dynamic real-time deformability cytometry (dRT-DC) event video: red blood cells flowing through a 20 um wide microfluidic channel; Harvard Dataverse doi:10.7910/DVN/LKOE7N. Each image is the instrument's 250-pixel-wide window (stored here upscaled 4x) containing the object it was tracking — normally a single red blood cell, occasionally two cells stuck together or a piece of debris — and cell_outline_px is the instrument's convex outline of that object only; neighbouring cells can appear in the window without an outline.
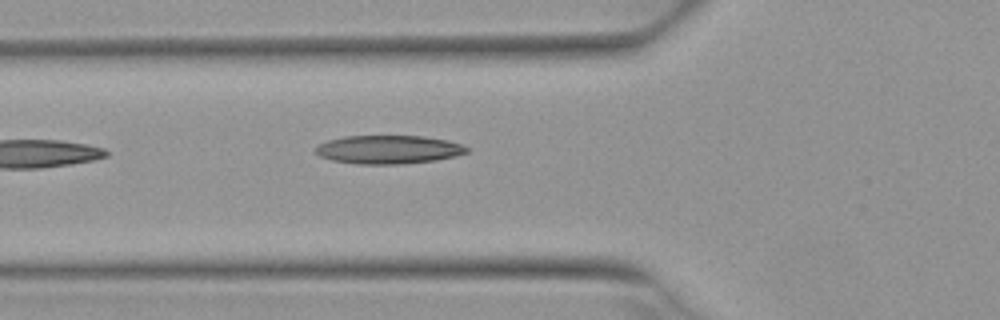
{"species": "Egyptian fruit bat (a non-hibernating species)", "species_latin": "Rousettus aegyptiacus", "temperature_condition": "warm", "stored_images_in_passage": 3, "camera_frame_rate_fps": 3000, "um_per_image_px": 0.085, "animal": {"sex": "female"}, "frame": {"image": 1, "passage_image": 3, "time_ms": 0.667, "image_size_px": [1000, 320], "cell_outline_px": [[468, 152], [456, 156], [436, 160], [400, 164], [356, 164], [332, 160], [320, 156], [312, 152], [312, 148], [328, 140], [344, 136], [424, 136], [448, 140], [460, 144], [468, 148]], "centroid_in_image_um": [32.98, 12.71], "position_along_channel_um": 92.8, "area_um2": 25.26}}